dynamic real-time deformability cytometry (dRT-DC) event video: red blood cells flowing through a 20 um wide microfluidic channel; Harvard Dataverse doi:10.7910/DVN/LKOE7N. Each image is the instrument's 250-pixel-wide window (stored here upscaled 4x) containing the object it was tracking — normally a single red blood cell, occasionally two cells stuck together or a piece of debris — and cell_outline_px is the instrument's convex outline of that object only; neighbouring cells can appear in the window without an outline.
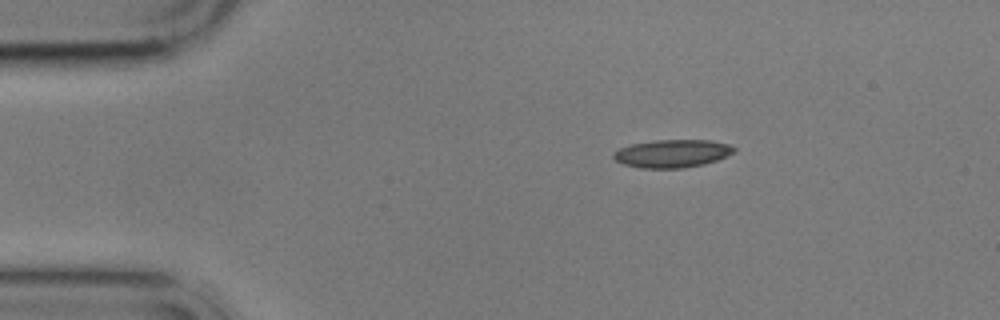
{"species": "common noctule bat (a hibernating species)", "species_latin": "Nyctalus noctula", "temperature_condition": "cold", "stored_images_in_passage": 3, "camera_frame_rate_fps": 3000, "um_per_image_px": 0.085, "animal": {"sex": "male", "body_mass_g": 17.9}, "frame": {"image": 1, "passage_image": 1, "time_ms": 0.0, "image_size_px": [1000, 320], "cell_outline_px": [[736, 152], [716, 160], [704, 164], [684, 168], [640, 168], [624, 164], [616, 160], [612, 156], [612, 152], [620, 148], [632, 144], [652, 140], [712, 140], [728, 144], [736, 148]], "centroid_in_image_um": [57.14, 13.04], "position_along_channel_um": 27.9, "area_um2": 19.71}}
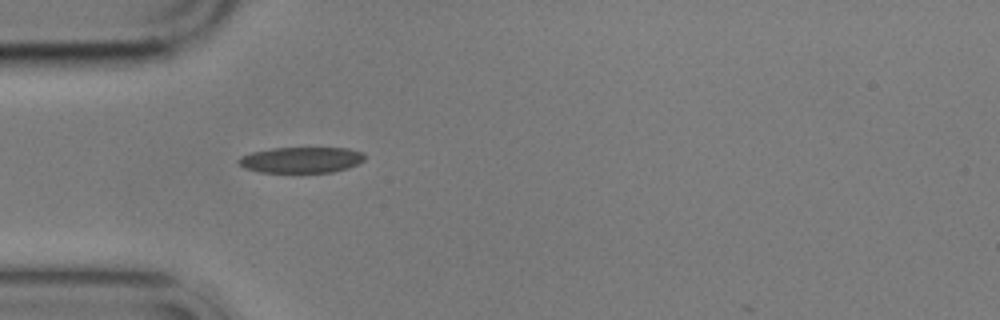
{"frame": {"image": 2, "passage_image": 3, "time_ms": 2.333, "image_size_px": [1000, 320], "cell_outline_px": [[364, 160], [348, 168], [332, 172], [260, 172], [244, 168], [236, 160], [240, 156], [252, 152], [272, 148], [348, 148], [364, 152]], "centroid_in_image_um": [25.6, 13.58], "position_along_channel_um": 59.4, "area_um2": 19.02}}